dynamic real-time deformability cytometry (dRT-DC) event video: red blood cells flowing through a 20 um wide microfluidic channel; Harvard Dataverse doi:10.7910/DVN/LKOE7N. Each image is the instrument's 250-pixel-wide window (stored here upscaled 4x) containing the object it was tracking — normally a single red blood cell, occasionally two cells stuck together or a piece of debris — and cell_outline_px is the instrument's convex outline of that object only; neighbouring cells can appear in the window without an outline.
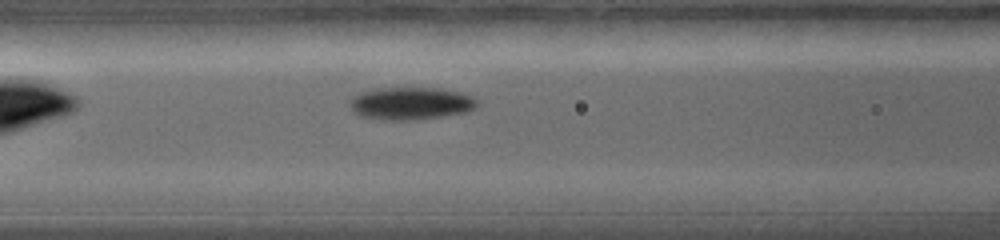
{"species": "common noctule bat (a hibernating species)", "species_latin": "Nyctalus noctula", "temperature_condition": "warm", "stored_images_in_passage": 15, "camera_frame_rate_fps": 5000, "um_per_image_px": 0.085, "animal": {"sex": "female", "body_mass_g": 19.0, "forearm_length_mm": 56.7}, "frame": {"image": 1, "passage_image": 10, "time_ms": 2.2, "image_size_px": [1000, 240], "cell_outline_px": [[480, 104], [476, 108], [468, 112], [444, 116], [416, 120], [380, 120], [356, 116], [352, 112], [348, 100], [360, 92], [376, 88], [440, 88], [460, 92], [472, 96]], "centroid_in_image_um": [34.89, 8.8], "position_along_channel_um": 131.7, "area_um2": 24.74}}